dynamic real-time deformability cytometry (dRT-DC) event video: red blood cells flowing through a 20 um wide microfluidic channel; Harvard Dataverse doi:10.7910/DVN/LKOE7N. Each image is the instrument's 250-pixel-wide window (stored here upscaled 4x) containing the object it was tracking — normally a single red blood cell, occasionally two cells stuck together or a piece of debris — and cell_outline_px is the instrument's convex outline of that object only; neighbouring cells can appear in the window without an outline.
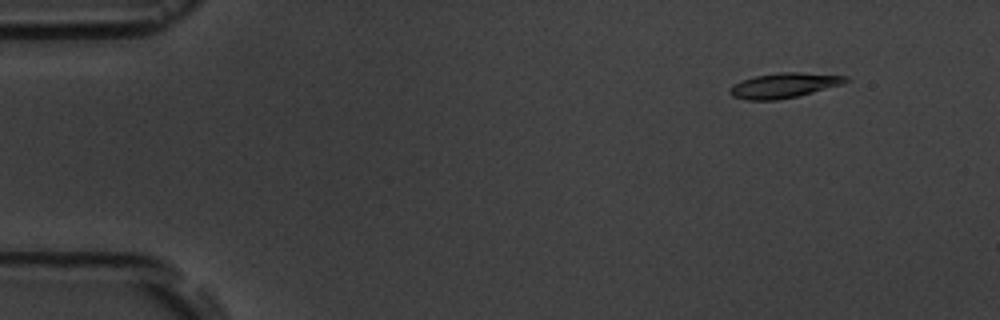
{"species": "common noctule bat (a hibernating species)", "species_latin": "Nyctalus noctula", "temperature_condition": "room temperature", "stored_images_in_passage": 5, "camera_frame_rate_fps": 3000, "um_per_image_px": 0.085, "animal": {"sex": "male", "body_mass_g": 19.5, "forearm_length_mm": 54.6}, "frame": {"image": 1, "passage_image": 2, "time_ms": 1.333, "image_size_px": [1000, 320], "cell_outline_px": [[852, 80], [844, 84], [800, 96], [776, 100], [744, 100], [732, 96], [728, 92], [728, 88], [732, 84], [740, 80], [756, 76], [780, 72], [800, 72], [848, 76]], "centroid_in_image_um": [66.65, 7.26], "position_along_channel_um": 18.4, "area_um2": 17.28}}
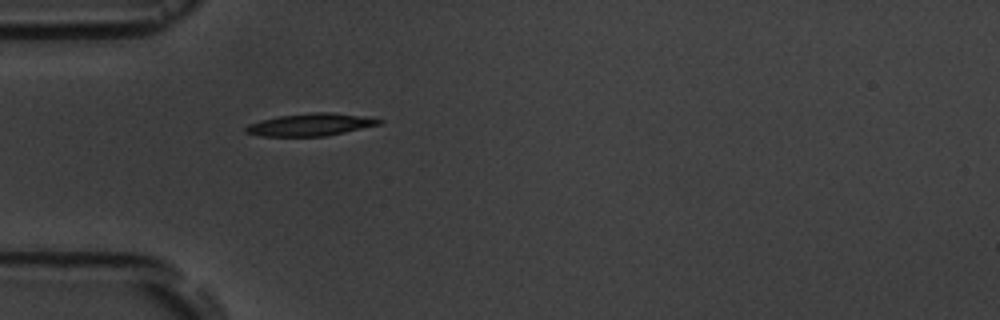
{"frame": {"image": 2, "passage_image": 5, "time_ms": 5.0, "image_size_px": [1000, 320], "cell_outline_px": [[384, 120], [380, 124], [344, 132], [324, 136], [260, 136], [244, 132], [244, 128], [248, 124], [260, 120], [280, 116], [312, 112], [332, 112], [364, 116]], "centroid_in_image_um": [26.36, 10.59], "position_along_channel_um": 58.6, "area_um2": 17.34}}